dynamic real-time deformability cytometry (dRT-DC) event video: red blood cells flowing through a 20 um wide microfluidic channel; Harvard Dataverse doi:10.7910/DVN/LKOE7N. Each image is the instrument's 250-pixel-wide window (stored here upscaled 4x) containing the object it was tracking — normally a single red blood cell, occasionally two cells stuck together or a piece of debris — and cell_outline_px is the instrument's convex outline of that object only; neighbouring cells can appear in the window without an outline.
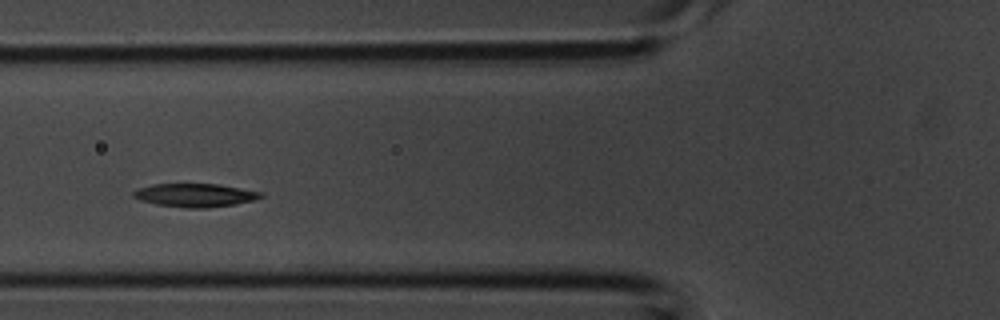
{"species": "common noctule bat (a hibernating species)", "species_latin": "Nyctalus noctula", "temperature_condition": "room temperature", "stored_images_in_passage": 3, "camera_frame_rate_fps": 3000, "um_per_image_px": 0.085, "animal": {"sex": "male", "body_mass_g": 20.1, "forearm_length_mm": 53.5}, "frame": {"image": 1, "passage_image": 3, "time_ms": 0.667, "image_size_px": [1000, 320], "cell_outline_px": [[264, 196], [256, 200], [236, 204], [208, 208], [188, 208], [156, 204], [140, 200], [132, 196], [132, 192], [136, 188], [152, 184], [216, 184], [264, 192]], "centroid_in_image_um": [16.59, 16.59], "position_along_channel_um": 109.2, "area_um2": 17.51}}